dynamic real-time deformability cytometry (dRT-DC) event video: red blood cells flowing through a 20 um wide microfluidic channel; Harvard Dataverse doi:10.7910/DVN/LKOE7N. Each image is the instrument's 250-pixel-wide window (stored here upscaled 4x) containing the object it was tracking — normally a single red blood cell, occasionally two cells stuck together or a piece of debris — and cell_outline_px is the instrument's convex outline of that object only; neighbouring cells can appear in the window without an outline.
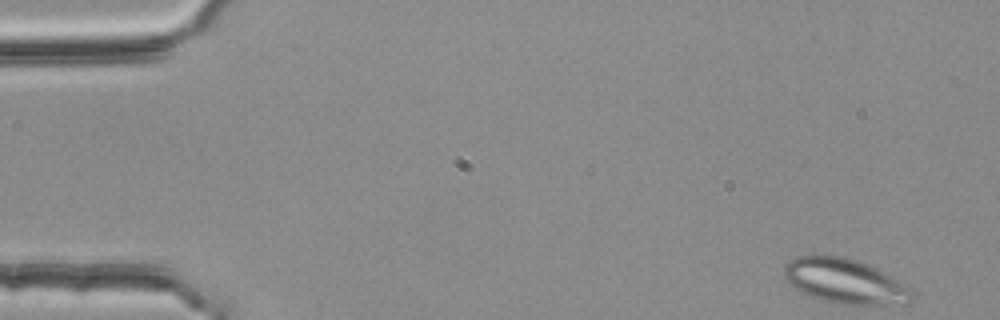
{"species": "common noctule bat (a hibernating species)", "species_latin": "Nyctalus noctula", "temperature_condition": "room temperature", "stored_images_in_passage": 3, "camera_frame_rate_fps": 3000, "um_per_image_px": 0.085, "animal": {"sex": "female", "body_mass_g": 25.1}, "frame": {"image": 1, "passage_image": 1, "time_ms": 0.0, "image_size_px": [1000, 320], "cell_outline_px": [[916, 296], [912, 300], [904, 304], [844, 304], [812, 296], [796, 288], [784, 276], [784, 264], [796, 256], [840, 256], [856, 260], [876, 268], [912, 288], [916, 292]], "centroid_in_image_um": [71.88, 23.9], "position_along_channel_um": 13.1, "area_um2": 32.83}}